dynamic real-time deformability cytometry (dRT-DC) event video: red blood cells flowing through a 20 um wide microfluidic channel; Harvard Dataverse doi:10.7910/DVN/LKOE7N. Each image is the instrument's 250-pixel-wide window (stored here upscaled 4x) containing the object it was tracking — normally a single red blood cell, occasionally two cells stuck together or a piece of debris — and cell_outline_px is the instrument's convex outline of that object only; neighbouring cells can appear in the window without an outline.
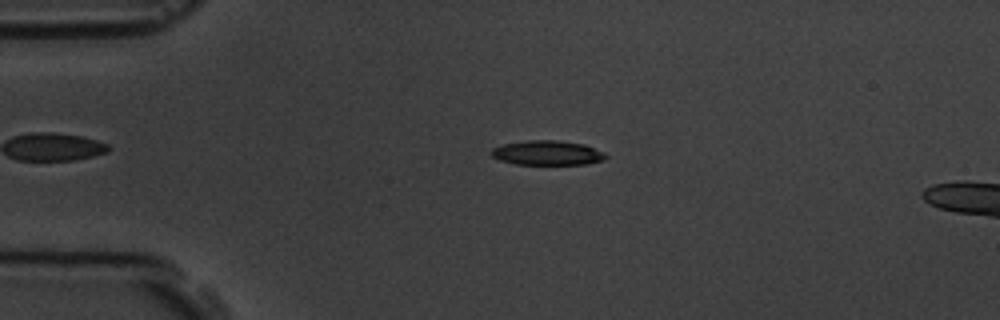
{"species": "common noctule bat (a hibernating species)", "species_latin": "Nyctalus noctula", "temperature_condition": "room temperature", "stored_images_in_passage": 5, "camera_frame_rate_fps": 3000, "um_per_image_px": 0.085, "animal": {"sex": "male", "body_mass_g": 19.5, "forearm_length_mm": 54.6}, "frame": {"image": 1, "passage_image": 3, "time_ms": 2.333, "image_size_px": [1000, 320], "cell_outline_px": [[608, 156], [604, 160], [584, 164], [516, 164], [500, 160], [492, 156], [488, 152], [492, 148], [504, 144], [528, 140], [556, 140], [584, 144], [604, 152]], "centroid_in_image_um": [46.51, 12.99], "position_along_channel_um": 38.5, "area_um2": 16.36}}